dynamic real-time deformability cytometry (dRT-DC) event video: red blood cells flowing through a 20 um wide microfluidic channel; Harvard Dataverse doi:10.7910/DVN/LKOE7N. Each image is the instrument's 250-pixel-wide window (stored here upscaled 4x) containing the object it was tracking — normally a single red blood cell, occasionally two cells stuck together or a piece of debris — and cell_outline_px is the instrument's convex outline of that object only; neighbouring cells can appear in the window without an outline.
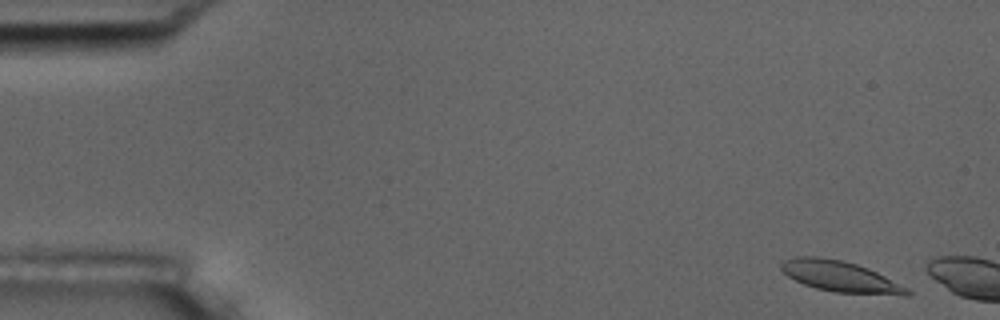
{"species": "common noctule bat (a hibernating species)", "species_latin": "Nyctalus noctula", "temperature_condition": "room temperature", "stored_images_in_passage": 8, "camera_frame_rate_fps": 3000, "um_per_image_px": 0.085, "animal": {"sex": "male", "body_mass_g": 17.5, "forearm_length_mm": 52.3}, "frame": {"image": 1, "passage_image": 3, "time_ms": 0.667, "image_size_px": [1000, 320], "cell_outline_px": [[912, 292], [908, 296], [904, 296], [836, 292], [816, 288], [804, 284], [788, 276], [780, 268], [780, 264], [784, 260], [796, 256], [820, 256], [844, 260], [868, 268], [908, 288]], "centroid_in_image_um": [71.43, 23.5], "position_along_channel_um": 13.6, "area_um2": 22.72}}